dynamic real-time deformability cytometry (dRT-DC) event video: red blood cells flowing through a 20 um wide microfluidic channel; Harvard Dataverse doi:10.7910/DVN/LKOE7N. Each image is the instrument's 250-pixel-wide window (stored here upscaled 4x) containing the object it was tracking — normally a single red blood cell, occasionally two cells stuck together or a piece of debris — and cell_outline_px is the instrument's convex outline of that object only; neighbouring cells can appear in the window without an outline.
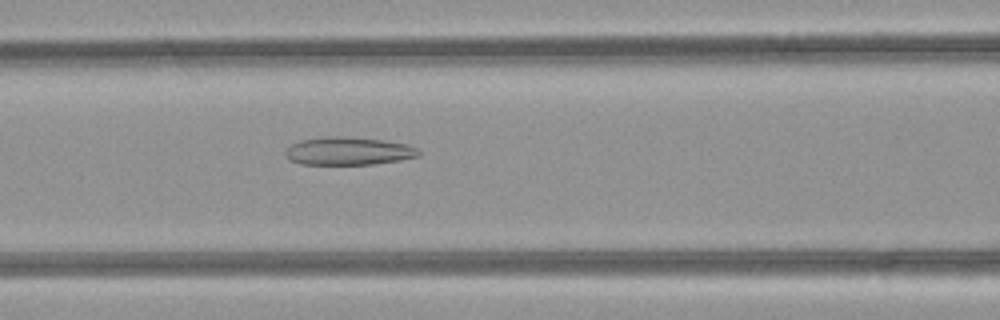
{"species": "common noctule bat (a hibernating species)", "species_latin": "Nyctalus noctula", "temperature_condition": "room temperature", "stored_images_in_passage": 34, "camera_frame_rate_fps": 3000, "um_per_image_px": 0.085, "animal": {"sex": "female", "body_mass_g": 21.9}, "frame": {"image": 1, "passage_image": 12, "time_ms": 3.667, "image_size_px": [1000, 320], "cell_outline_px": [[420, 156], [400, 160], [372, 164], [300, 164], [288, 160], [284, 152], [292, 144], [300, 140], [324, 136], [336, 136], [384, 140], [408, 144], [416, 148], [420, 152]], "centroid_in_image_um": [29.6, 12.84], "position_along_channel_um": 137.0, "area_um2": 21.73}}
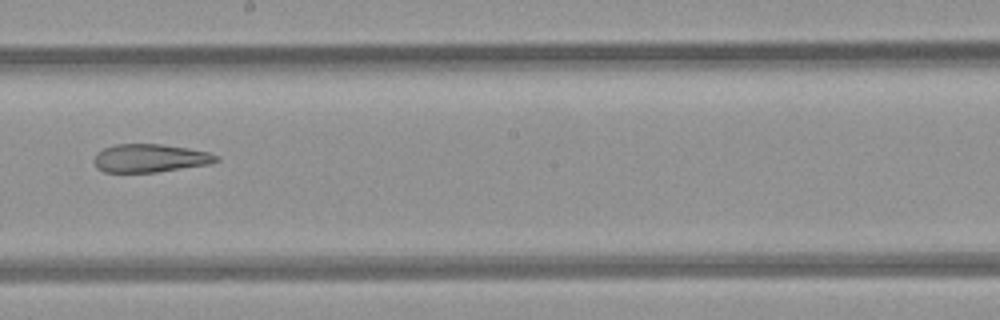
{"frame": {"image": 2, "passage_image": 19, "time_ms": 6.0, "image_size_px": [1000, 320], "cell_outline_px": [[220, 160], [208, 164], [156, 172], [104, 172], [96, 168], [92, 160], [96, 152], [104, 148], [116, 144], [160, 144], [188, 148], [208, 152], [220, 156]], "centroid_in_image_um": [12.71, 13.44], "position_along_channel_um": 235.5, "area_um2": 20.17}}
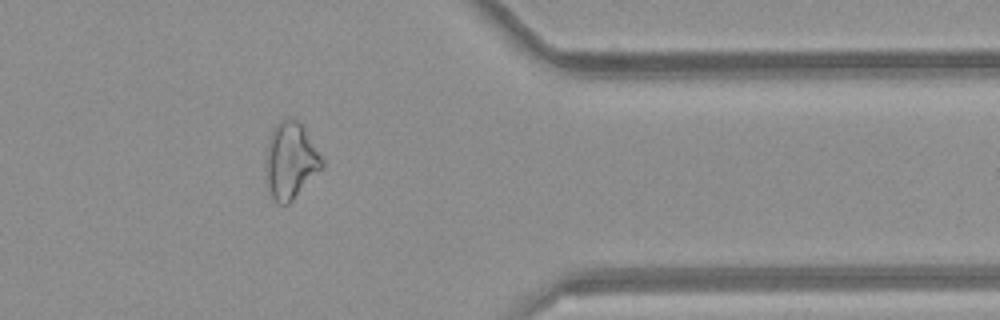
{"frame": {"image": 3, "passage_image": 31, "time_ms": 10.0, "image_size_px": [1000, 320], "cell_outline_px": [[324, 168], [288, 204], [280, 204], [272, 196], [268, 184], [268, 140], [272, 128], [280, 120], [288, 116], [296, 120], [304, 128], [324, 160]], "centroid_in_image_um": [24.76, 13.62], "position_along_channel_um": 386.6, "area_um2": 24.57}, "authors_computed_cell_mechanics": {"area_um2": 22.6287, "velocity_mm_per_s": 4.2308, "shape_relaxation_time_tau1_ms": null, "shape_relaxation_time_tau2_ms": 5.1953, "deformation_change_tau1": null, "deformation_change_tau2": 0.169}}